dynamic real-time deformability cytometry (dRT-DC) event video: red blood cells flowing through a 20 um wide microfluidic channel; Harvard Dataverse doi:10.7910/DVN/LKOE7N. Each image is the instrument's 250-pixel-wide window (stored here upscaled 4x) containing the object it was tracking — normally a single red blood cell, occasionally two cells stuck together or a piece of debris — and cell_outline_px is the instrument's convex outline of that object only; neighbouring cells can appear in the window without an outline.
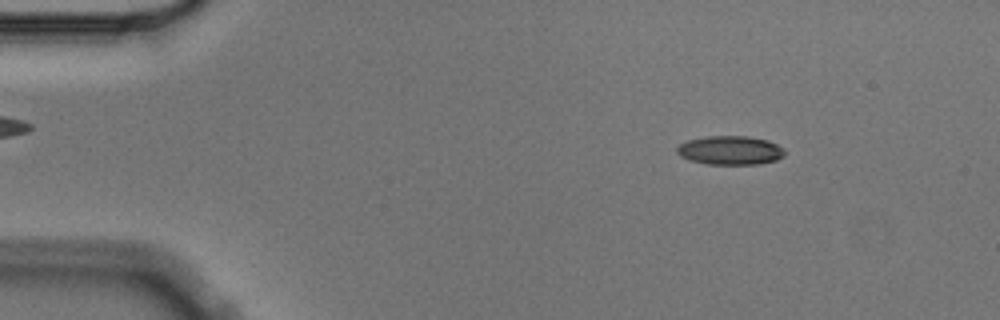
{"species": "Egyptian fruit bat (a non-hibernating species)", "species_latin": "Rousettus aegyptiacus", "temperature_condition": "cold", "stored_images_in_passage": 4, "camera_frame_rate_fps": 3000, "um_per_image_px": 0.085, "animal": {"sex": "male"}, "frame": {"image": 1, "passage_image": 2, "time_ms": 0.333, "image_size_px": [1000, 320], "cell_outline_px": [[784, 156], [776, 160], [756, 164], [708, 164], [688, 160], [680, 156], [676, 152], [676, 148], [680, 144], [688, 140], [708, 136], [748, 136], [768, 140], [784, 148]], "centroid_in_image_um": [62.06, 12.77], "position_along_channel_um": 22.9, "area_um2": 18.15}}
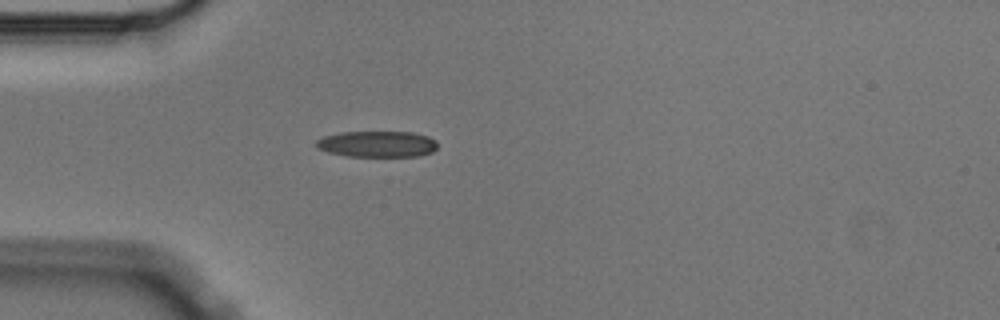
{"frame": {"image": 2, "passage_image": 4, "time_ms": 1.0, "image_size_px": [1000, 320], "cell_outline_px": [[436, 148], [432, 152], [420, 156], [344, 156], [328, 152], [316, 148], [316, 140], [324, 136], [340, 132], [412, 132], [428, 136], [436, 140]], "centroid_in_image_um": [32.05, 12.24], "position_along_channel_um": 53.0, "area_um2": 18.55}}